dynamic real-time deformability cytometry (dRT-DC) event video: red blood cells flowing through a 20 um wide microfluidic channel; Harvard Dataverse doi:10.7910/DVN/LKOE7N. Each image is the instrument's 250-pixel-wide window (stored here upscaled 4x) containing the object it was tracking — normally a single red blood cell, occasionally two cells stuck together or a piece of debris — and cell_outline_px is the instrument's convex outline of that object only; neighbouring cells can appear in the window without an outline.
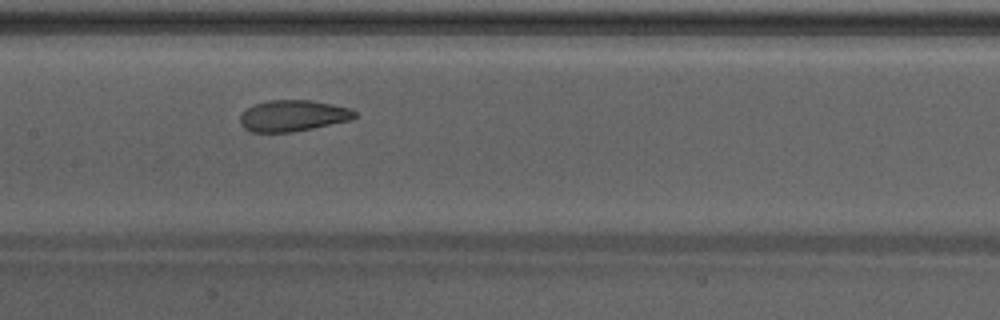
{"species": "Egyptian fruit bat (a non-hibernating species)", "species_latin": "Rousettus aegyptiacus", "temperature_condition": "warm", "stored_images_in_passage": 43, "camera_frame_rate_fps": 3000, "um_per_image_px": 0.085, "animal": {"sex": "male"}, "frame": {"image": 1, "passage_image": 19, "time_ms": 6.0, "image_size_px": [1000, 320], "cell_outline_px": [[356, 116], [352, 120], [292, 132], [252, 132], [244, 128], [240, 124], [240, 116], [252, 104], [268, 100], [312, 100], [352, 108], [356, 112]], "centroid_in_image_um": [24.91, 9.83], "position_along_channel_um": 182.5, "area_um2": 20.98}, "authors_computed_cell_mechanics": {"area_um2": 22.0796, "velocity_mm_per_s": 4.2497, "shape_relaxation_time_tau1_ms": 5.7357, "shape_relaxation_time_tau2_ms": 1.4913, "deformation_change_tau1": 0.1703, "deformation_change_tau2": 0.0843}}